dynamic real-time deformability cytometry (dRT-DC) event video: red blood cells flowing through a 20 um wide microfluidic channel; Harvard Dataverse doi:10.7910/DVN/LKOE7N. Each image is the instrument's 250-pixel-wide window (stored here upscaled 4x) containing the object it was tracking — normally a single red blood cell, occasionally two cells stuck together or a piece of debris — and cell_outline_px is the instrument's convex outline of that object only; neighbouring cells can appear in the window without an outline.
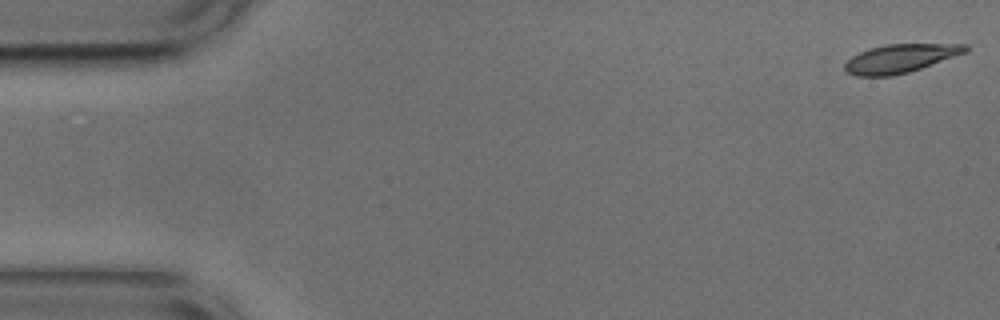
{"species": "common noctule bat (a hibernating species)", "species_latin": "Nyctalus noctula", "temperature_condition": "cold", "stored_images_in_passage": 5, "camera_frame_rate_fps": 3000, "um_per_image_px": 0.085, "animal": {"sex": "male", "body_mass_g": 17.9, "forearm_length_mm": 54.2}, "frame": {"image": 1, "passage_image": 1, "time_ms": 0.0, "image_size_px": [1000, 320], "cell_outline_px": [[968, 52], [908, 72], [892, 76], [856, 76], [848, 72], [844, 68], [844, 64], [852, 56], [868, 48], [888, 44], [968, 44]], "centroid_in_image_um": [76.53, 4.96], "position_along_channel_um": 8.5, "area_um2": 19.94}}